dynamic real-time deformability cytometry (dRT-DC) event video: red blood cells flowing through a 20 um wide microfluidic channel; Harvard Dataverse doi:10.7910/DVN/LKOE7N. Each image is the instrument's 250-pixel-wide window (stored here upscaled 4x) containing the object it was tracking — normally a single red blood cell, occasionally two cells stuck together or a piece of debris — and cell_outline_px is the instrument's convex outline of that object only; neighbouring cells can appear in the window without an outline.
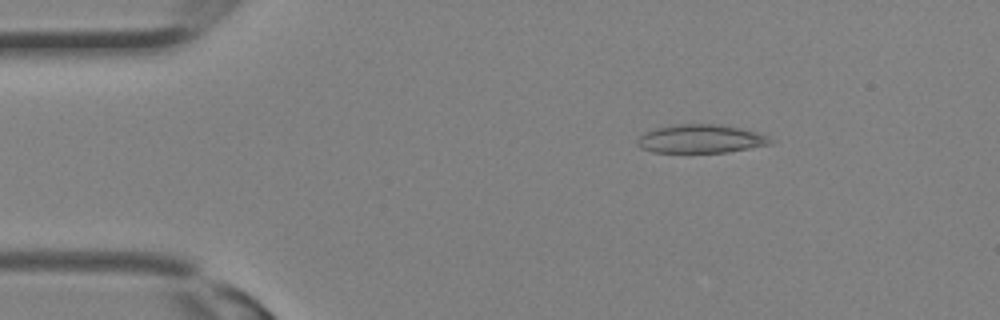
{"species": "Egyptian fruit bat (a non-hibernating species)", "species_latin": "Rousettus aegyptiacus", "temperature_condition": "room temperature", "stored_images_in_passage": 16, "camera_frame_rate_fps": 3000, "um_per_image_px": 0.085, "animal": {"sex": "female"}, "frame": {"image": 1, "passage_image": 2, "time_ms": 0.333, "image_size_px": [1000, 320], "cell_outline_px": [[772, 144], [728, 152], [652, 152], [640, 148], [636, 144], [636, 140], [640, 132], [656, 128], [676, 124], [720, 124], [740, 128], [756, 132], [768, 136], [772, 140]], "centroid_in_image_um": [59.5, 11.8], "position_along_channel_um": 25.5, "area_um2": 22.31}}
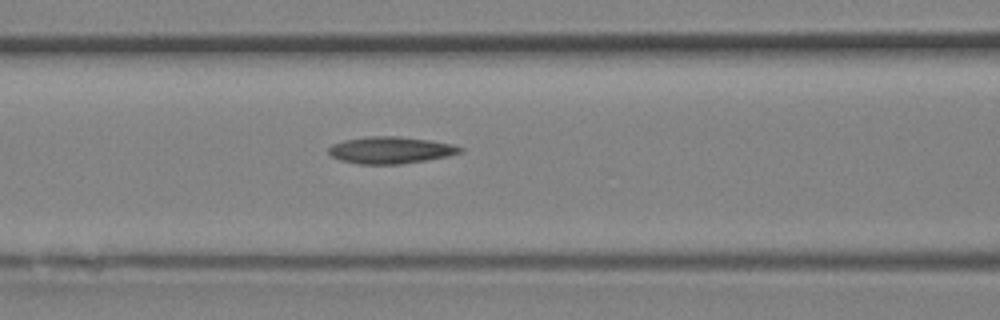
{"frame": {"image": 2, "passage_image": 10, "time_ms": 3.0, "image_size_px": [1000, 320], "cell_outline_px": [[464, 152], [448, 156], [400, 164], [360, 164], [340, 160], [332, 156], [328, 152], [328, 148], [332, 144], [344, 140], [368, 136], [396, 136], [428, 140], [452, 144], [464, 148]], "centroid_in_image_um": [33.2, 12.76], "position_along_channel_um": 133.4, "area_um2": 20.52}}
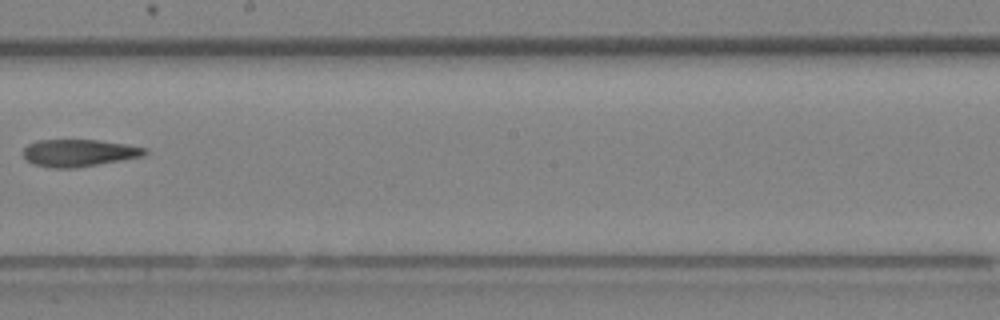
{"frame": {"image": 3, "passage_image": 15, "time_ms": 4.667, "image_size_px": [1000, 320], "cell_outline_px": [[148, 152], [144, 156], [76, 168], [52, 168], [36, 164], [28, 160], [24, 156], [24, 148], [28, 144], [36, 140], [96, 140], [128, 144], [148, 148]], "centroid_in_image_um": [6.76, 12.99], "position_along_channel_um": 241.4, "area_um2": 19.25}}